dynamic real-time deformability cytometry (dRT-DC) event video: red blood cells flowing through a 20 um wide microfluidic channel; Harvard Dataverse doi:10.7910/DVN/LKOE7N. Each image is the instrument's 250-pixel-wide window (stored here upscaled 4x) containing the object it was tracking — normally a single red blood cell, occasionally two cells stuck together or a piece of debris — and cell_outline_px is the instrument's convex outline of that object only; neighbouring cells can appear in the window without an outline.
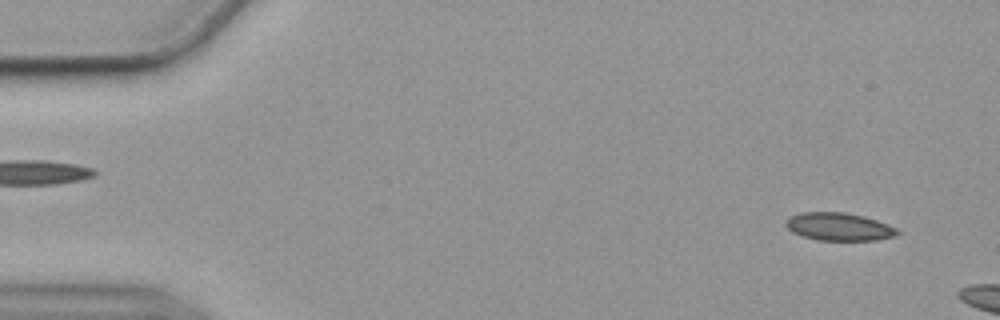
{"species": "common noctule bat (a hibernating species)", "species_latin": "Nyctalus noctula", "temperature_condition": "cold", "stored_images_in_passage": 8, "camera_frame_rate_fps": 3000, "um_per_image_px": 0.085, "animal": {"sex": "female", "body_mass_g": 19.9}, "frame": {"image": 1, "passage_image": 3, "time_ms": 0.667, "image_size_px": [1000, 320], "cell_outline_px": [[900, 232], [896, 236], [876, 240], [816, 240], [792, 232], [784, 224], [792, 216], [804, 212], [844, 212], [864, 216], [888, 224], [896, 228]], "centroid_in_image_um": [71.35, 19.27], "position_along_channel_um": 13.7, "area_um2": 17.98}}